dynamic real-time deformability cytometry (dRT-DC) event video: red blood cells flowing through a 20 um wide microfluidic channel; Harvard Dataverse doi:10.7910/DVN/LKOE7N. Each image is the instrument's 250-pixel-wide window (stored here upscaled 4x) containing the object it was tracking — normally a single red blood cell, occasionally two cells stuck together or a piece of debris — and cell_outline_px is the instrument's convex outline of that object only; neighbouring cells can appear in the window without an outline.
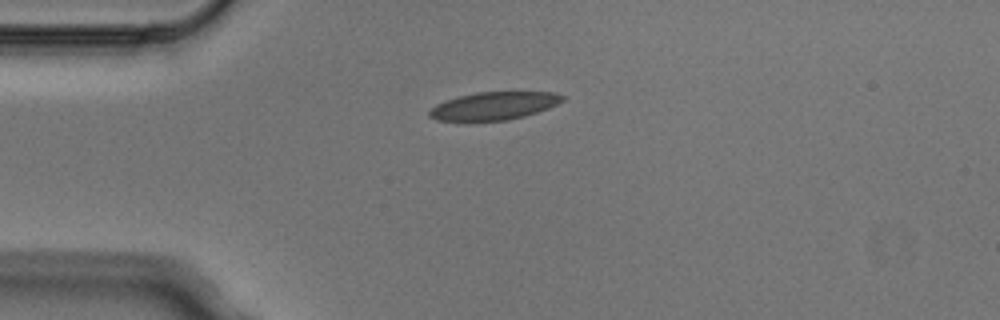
{"species": "Egyptian fruit bat (a non-hibernating species)", "species_latin": "Rousettus aegyptiacus", "temperature_condition": "cold", "stored_images_in_passage": 3, "camera_frame_rate_fps": 3000, "um_per_image_px": 0.085, "animal": {"sex": "male"}, "frame": {"image": 1, "passage_image": 1, "time_ms": 0.0, "image_size_px": [1000, 320], "cell_outline_px": [[564, 100], [548, 108], [524, 116], [508, 120], [472, 124], [436, 120], [428, 116], [428, 112], [436, 104], [444, 100], [476, 92], [556, 92], [564, 96]], "centroid_in_image_um": [41.89, 9.05], "position_along_channel_um": 43.1, "area_um2": 22.43}}
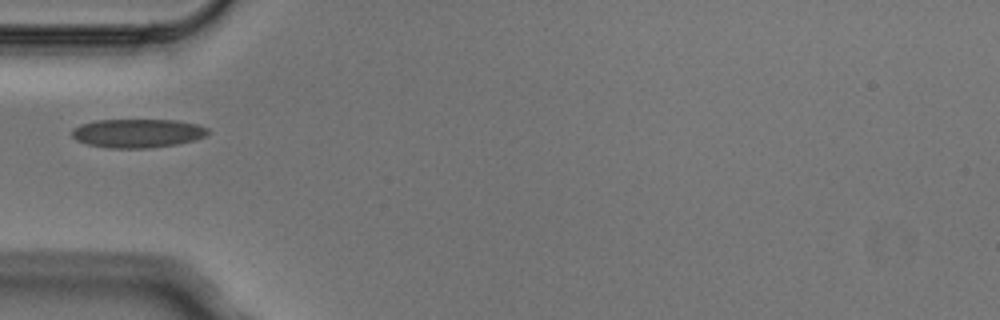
{"frame": {"image": 2, "passage_image": 2, "time_ms": 0.333, "image_size_px": [1000, 320], "cell_outline_px": [[208, 132], [204, 136], [196, 140], [176, 144], [148, 148], [108, 148], [88, 144], [76, 140], [72, 136], [72, 128], [80, 124], [96, 120], [176, 120], [200, 124], [208, 128]], "centroid_in_image_um": [11.69, 11.32], "position_along_channel_um": 73.3, "area_um2": 22.89}}
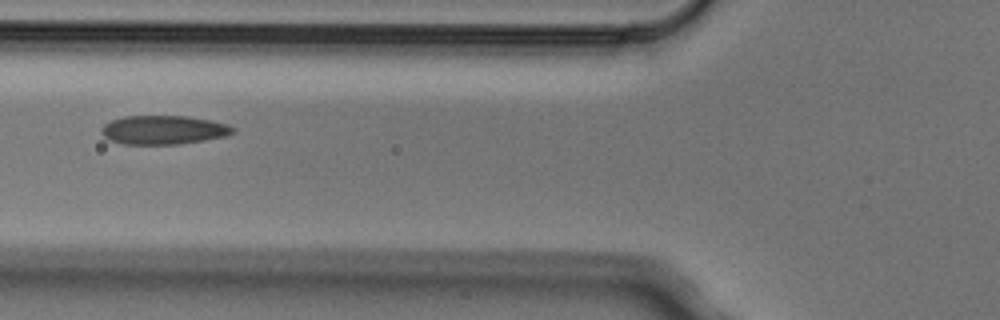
{"frame": {"image": 3, "passage_image": 3, "time_ms": 0.667, "image_size_px": [1000, 320], "cell_outline_px": [[236, 132], [228, 136], [180, 144], [124, 144], [108, 140], [100, 132], [100, 128], [104, 124], [112, 120], [124, 116], [188, 116], [212, 120], [228, 124], [236, 128]], "centroid_in_image_um": [13.93, 11.04], "position_along_channel_um": 111.9, "area_um2": 22.43}}